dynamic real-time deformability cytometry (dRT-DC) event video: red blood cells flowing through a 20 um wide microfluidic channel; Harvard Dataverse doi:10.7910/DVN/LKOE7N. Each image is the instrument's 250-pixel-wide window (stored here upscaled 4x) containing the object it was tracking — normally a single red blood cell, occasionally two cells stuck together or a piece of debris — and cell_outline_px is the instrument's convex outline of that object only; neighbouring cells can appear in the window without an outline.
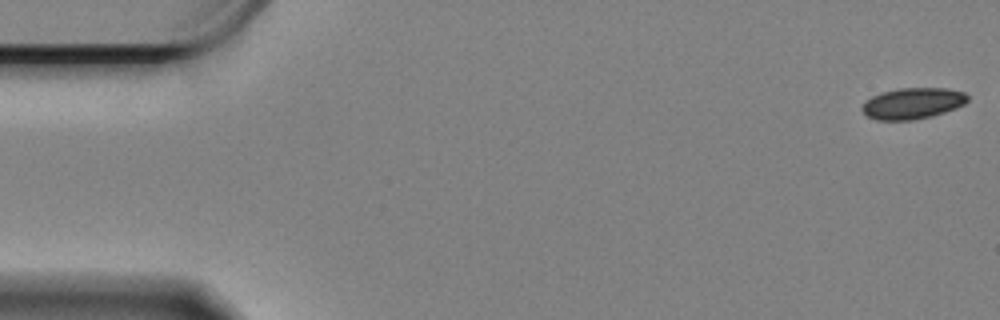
{"species": "Egyptian fruit bat (a non-hibernating species)", "species_latin": "Rousettus aegyptiacus", "temperature_condition": "cold", "stored_images_in_passage": 46, "camera_frame_rate_fps": 3000, "um_per_image_px": 0.085, "animal": {"sex": "female"}, "frame": {"image": 1, "passage_image": 1, "time_ms": 0.0, "image_size_px": [1000, 320], "cell_outline_px": [[968, 100], [964, 104], [956, 108], [932, 116], [912, 120], [876, 120], [868, 116], [860, 108], [864, 100], [872, 96], [884, 92], [900, 88], [948, 88], [964, 92], [968, 96]], "centroid_in_image_um": [77.57, 8.78], "position_along_channel_um": 7.4, "area_um2": 19.19}}
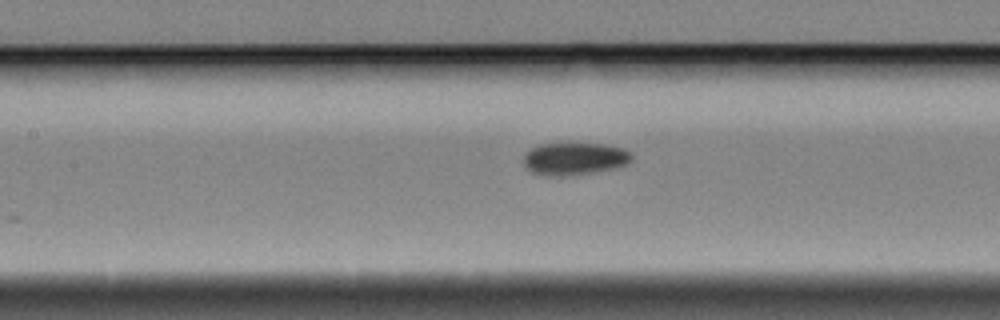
{"frame": {"image": 2, "passage_image": 26, "time_ms": 8.333, "image_size_px": [1000, 320], "cell_outline_px": [[632, 160], [628, 164], [612, 168], [588, 172], [560, 176], [556, 176], [532, 172], [524, 164], [524, 156], [532, 148], [540, 144], [608, 144], [624, 148], [632, 152]], "centroid_in_image_um": [48.89, 13.47], "position_along_channel_um": 158.5, "area_um2": 20.0}}
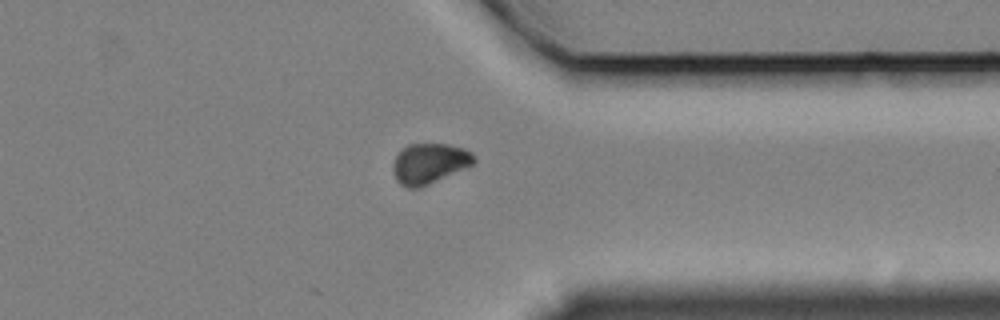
{"frame": {"image": 3, "passage_image": 46, "time_ms": 15.0, "image_size_px": [1000, 320], "cell_outline_px": [[476, 160], [472, 164], [464, 168], [420, 188], [408, 188], [400, 184], [396, 180], [392, 172], [392, 164], [396, 156], [408, 144], [448, 144], [464, 148], [472, 152], [476, 156]], "centroid_in_image_um": [36.48, 13.89], "position_along_channel_um": 374.9, "area_um2": 19.02}, "authors_computed_cell_mechanics": {"area_um2": 19.9988, "velocity_mm_per_s": 3.313, "shape_relaxation_time_tau1_ms": 7.336, "shape_relaxation_time_tau2_ms": null, "deformation_change_tau1": 0.0931, "deformation_change_tau2": null}}